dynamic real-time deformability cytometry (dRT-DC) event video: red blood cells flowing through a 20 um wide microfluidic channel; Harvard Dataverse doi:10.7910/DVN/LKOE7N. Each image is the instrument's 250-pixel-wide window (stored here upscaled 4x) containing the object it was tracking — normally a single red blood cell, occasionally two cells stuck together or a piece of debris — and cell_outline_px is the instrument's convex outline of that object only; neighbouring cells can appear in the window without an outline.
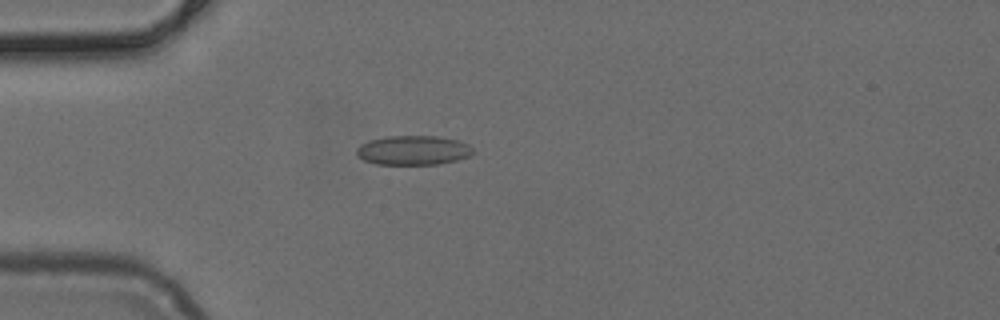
{"species": "common noctule bat (a hibernating species)", "species_latin": "Nyctalus noctula", "temperature_condition": "cold", "stored_images_in_passage": 50, "camera_frame_rate_fps": 3000, "um_per_image_px": 0.085, "animal": {"sex": "female", "body_mass_g": 24.6, "forearm_length_mm": 56.2}, "frame": {"image": 1, "passage_image": 14, "time_ms": 4.333, "image_size_px": [1000, 320], "cell_outline_px": [[476, 152], [468, 156], [456, 160], [436, 164], [376, 164], [364, 160], [356, 156], [356, 148], [360, 144], [368, 140], [388, 136], [440, 136], [460, 140], [468, 144]], "centroid_in_image_um": [35.11, 12.76], "position_along_channel_um": 49.9, "area_um2": 20.11}}
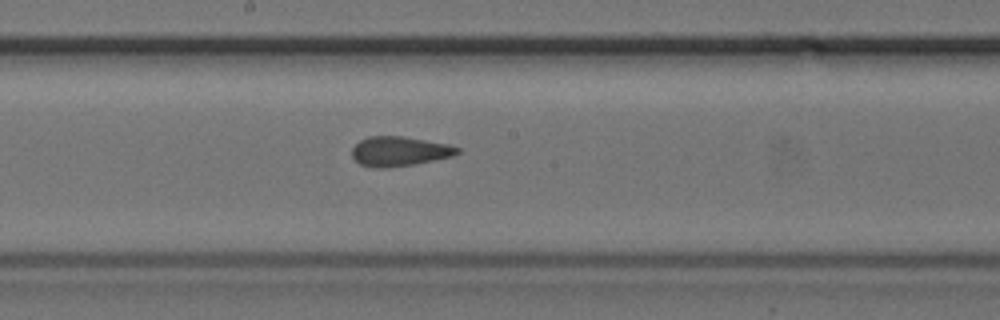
{"frame": {"image": 2, "passage_image": 27, "time_ms": 8.667, "image_size_px": [1000, 320], "cell_outline_px": [[460, 152], [452, 156], [416, 164], [384, 168], [376, 168], [360, 164], [352, 156], [352, 148], [360, 140], [368, 136], [404, 136], [448, 144], [460, 148]], "centroid_in_image_um": [33.95, 12.86], "position_along_channel_um": 214.3, "area_um2": 18.21}}
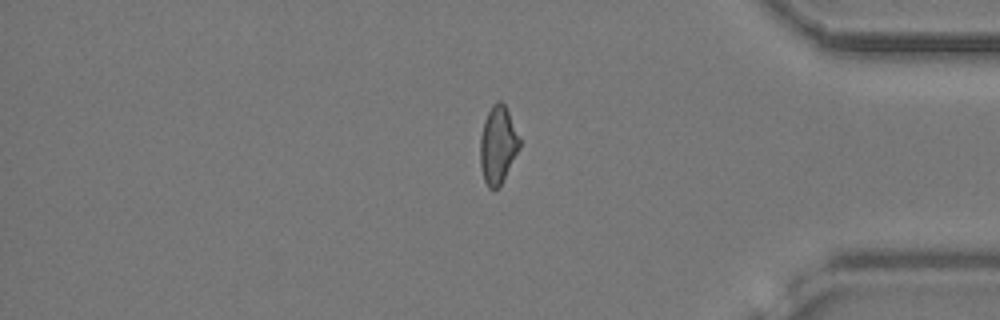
{"frame": {"image": 3, "passage_image": 42, "time_ms": 13.667, "image_size_px": [1000, 320], "cell_outline_px": [[520, 148], [500, 184], [496, 188], [488, 188], [484, 180], [480, 164], [480, 136], [484, 120], [492, 104], [496, 100], [500, 100], [504, 104], [508, 112], [520, 140]], "centroid_in_image_um": [42.3, 12.29], "position_along_channel_um": 392.9, "area_um2": 17.51}}